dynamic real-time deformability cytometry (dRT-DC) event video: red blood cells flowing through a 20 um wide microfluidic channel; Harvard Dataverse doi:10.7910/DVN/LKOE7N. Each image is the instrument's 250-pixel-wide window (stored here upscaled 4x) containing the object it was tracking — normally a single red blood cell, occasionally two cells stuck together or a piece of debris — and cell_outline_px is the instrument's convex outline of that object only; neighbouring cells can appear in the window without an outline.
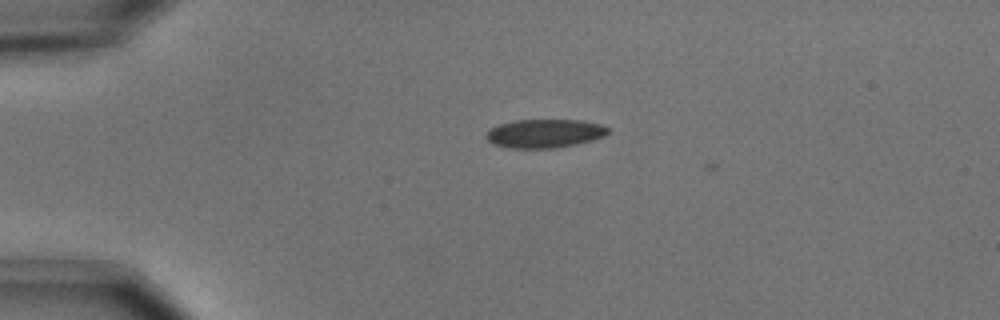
{"species": "common noctule bat (a hibernating species)", "species_latin": "Nyctalus noctula", "temperature_condition": "cold", "stored_images_in_passage": 7, "camera_frame_rate_fps": 3000, "um_per_image_px": 0.085, "animal": {"sex": "male", "body_mass_g": 15.6}, "frame": {"image": 1, "passage_image": 5, "time_ms": 1.333, "image_size_px": [1000, 320], "cell_outline_px": [[608, 132], [604, 136], [592, 140], [576, 144], [556, 148], [508, 148], [496, 144], [488, 140], [484, 136], [492, 128], [500, 124], [516, 120], [580, 120], [600, 124], [608, 128]], "centroid_in_image_um": [46.3, 11.34], "position_along_channel_um": 38.7, "area_um2": 20.11}}